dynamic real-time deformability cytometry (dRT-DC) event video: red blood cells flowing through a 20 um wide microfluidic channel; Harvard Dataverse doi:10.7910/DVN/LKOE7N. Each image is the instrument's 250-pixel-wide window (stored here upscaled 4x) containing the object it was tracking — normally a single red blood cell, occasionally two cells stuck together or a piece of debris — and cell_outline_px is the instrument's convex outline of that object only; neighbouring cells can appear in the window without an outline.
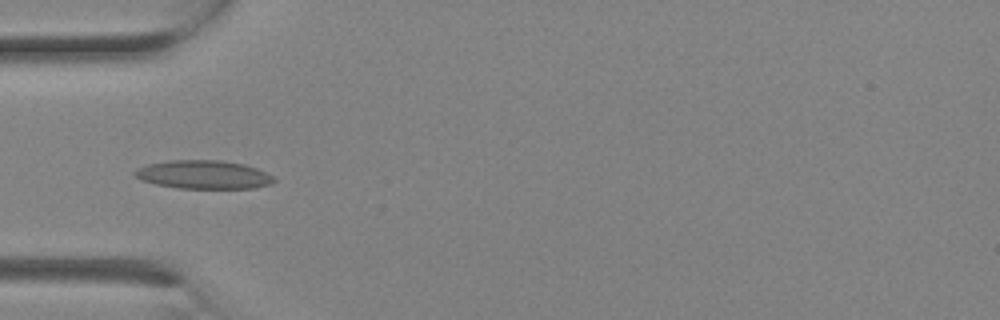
{"species": "Egyptian fruit bat (a non-hibernating species)", "species_latin": "Rousettus aegyptiacus", "temperature_condition": "room temperature", "stored_images_in_passage": 4, "camera_frame_rate_fps": 3000, "um_per_image_px": 0.085, "animal": {"sex": "female"}, "frame": {"image": 1, "passage_image": 3, "time_ms": 0.667, "image_size_px": [1000, 320], "cell_outline_px": [[276, 180], [272, 184], [252, 188], [180, 188], [156, 184], [144, 180], [136, 176], [132, 172], [136, 168], [148, 164], [168, 160], [220, 160], [244, 164], [256, 168], [272, 176]], "centroid_in_image_um": [17.3, 14.83], "position_along_channel_um": 67.7, "area_um2": 22.95}}